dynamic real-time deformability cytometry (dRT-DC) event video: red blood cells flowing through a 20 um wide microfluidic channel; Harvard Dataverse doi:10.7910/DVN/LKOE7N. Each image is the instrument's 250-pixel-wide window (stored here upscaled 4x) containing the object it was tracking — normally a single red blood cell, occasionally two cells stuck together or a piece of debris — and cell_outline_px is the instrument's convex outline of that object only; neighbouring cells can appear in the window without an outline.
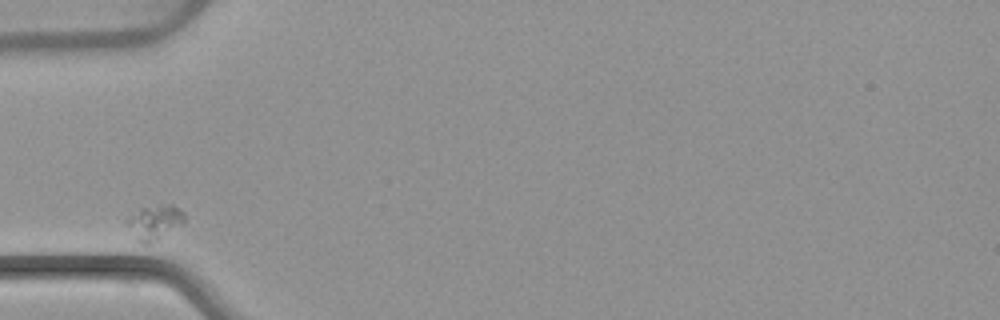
{"species": "common noctule bat (a hibernating species)", "species_latin": "Nyctalus noctula", "temperature_condition": "warm", "stored_images_in_passage": 2, "camera_frame_rate_fps": 3000, "um_per_image_px": 0.085, "animal": {"sex": "female", "body_mass_g": 22.7, "forearm_length_mm": 54.2}, "frame": {"image": 1, "passage_image": 1, "time_ms": 0.0, "image_size_px": [1000, 320], "cell_outline_px": [[184, 224], [156, 240], [148, 244], [140, 244], [136, 240], [124, 224], [124, 220], [140, 208], [160, 204], [172, 204], [180, 208], [184, 212]], "centroid_in_image_um": [13.11, 18.89], "position_along_channel_um": 71.9, "area_um2": 11.96}}
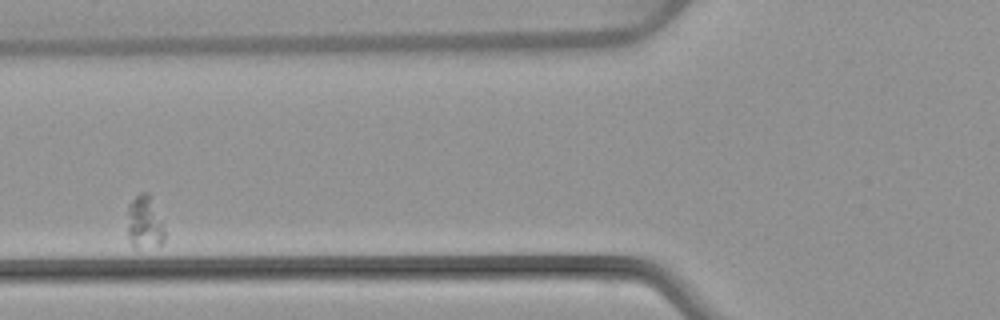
{"frame": {"image": 2, "passage_image": 2, "time_ms": 1.333, "image_size_px": [1000, 320], "cell_outline_px": [[164, 240], [160, 244], [136, 248], [132, 244], [128, 236], [128, 204], [140, 192], [148, 192], [152, 196], [164, 232]], "centroid_in_image_um": [12.26, 18.86], "position_along_channel_um": 113.5, "area_um2": 11.27}}